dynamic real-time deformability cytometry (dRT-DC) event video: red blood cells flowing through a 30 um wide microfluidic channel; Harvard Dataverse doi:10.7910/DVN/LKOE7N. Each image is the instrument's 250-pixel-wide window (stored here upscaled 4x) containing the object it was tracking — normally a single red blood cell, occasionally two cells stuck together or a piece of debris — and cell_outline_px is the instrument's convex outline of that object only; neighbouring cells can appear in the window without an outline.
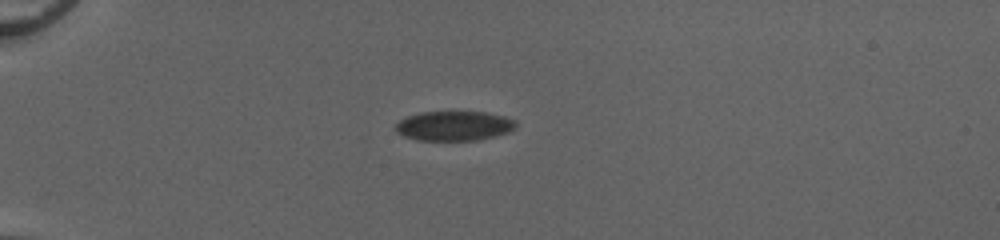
{"species": "common noctule bat (a hibernating species)", "species_latin": "Nyctalus noctula", "temperature_condition": "cold", "stored_images_in_passage": 42, "camera_frame_rate_fps": 3000, "um_per_image_px": 0.085, "animal": {"sex": "female", "body_mass_g": 20.0, "forearm_length_mm": 54.0}, "frame": {"image": 1, "passage_image": 1, "time_ms": 0.0, "image_size_px": [1000, 240], "cell_outline_px": [[516, 124], [512, 128], [504, 132], [492, 136], [476, 140], [420, 140], [404, 136], [396, 128], [396, 124], [400, 120], [408, 116], [424, 112], [484, 112], [500, 116], [512, 120]], "centroid_in_image_um": [38.53, 10.7], "position_along_channel_um": 46.5, "area_um2": 19.94}}
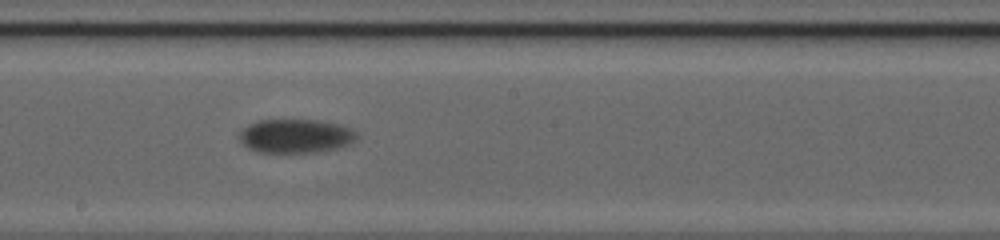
{"frame": {"image": 2, "passage_image": 19, "time_ms": 6.0, "image_size_px": [1000, 240], "cell_outline_px": [[352, 140], [336, 148], [316, 152], [256, 152], [248, 148], [240, 140], [240, 132], [244, 128], [260, 120], [316, 120], [336, 124], [348, 128], [352, 132]], "centroid_in_image_um": [25.01, 11.57], "position_along_channel_um": 223.2, "area_um2": 22.25}}
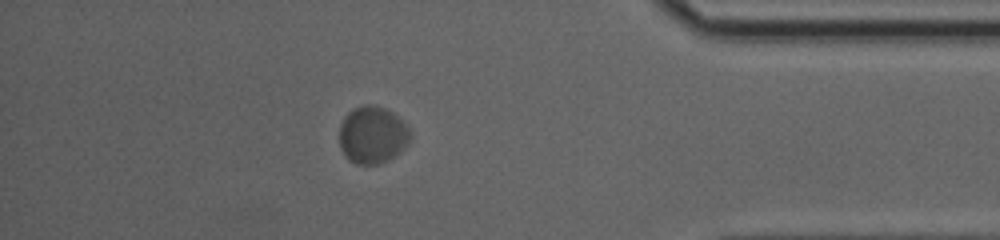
{"frame": {"image": 3, "passage_image": 36, "time_ms": 11.667, "image_size_px": [1000, 240], "cell_outline_px": [[408, 140], [392, 156], [376, 164], [356, 164], [348, 160], [340, 148], [340, 124], [344, 116], [352, 108], [364, 104], [368, 104], [384, 108], [396, 116], [408, 128]], "centroid_in_image_um": [31.56, 11.44], "position_along_channel_um": 403.6, "area_um2": 22.89}, "authors_computed_cell_mechanics": {"area_um2": 22.253, "velocity_mm_per_s": 3.6527, "shape_relaxation_time_tau1_ms": 1.4267, "shape_relaxation_time_tau2_ms": null, "deformation_change_tau1": 0.035, "deformation_change_tau2": null}}